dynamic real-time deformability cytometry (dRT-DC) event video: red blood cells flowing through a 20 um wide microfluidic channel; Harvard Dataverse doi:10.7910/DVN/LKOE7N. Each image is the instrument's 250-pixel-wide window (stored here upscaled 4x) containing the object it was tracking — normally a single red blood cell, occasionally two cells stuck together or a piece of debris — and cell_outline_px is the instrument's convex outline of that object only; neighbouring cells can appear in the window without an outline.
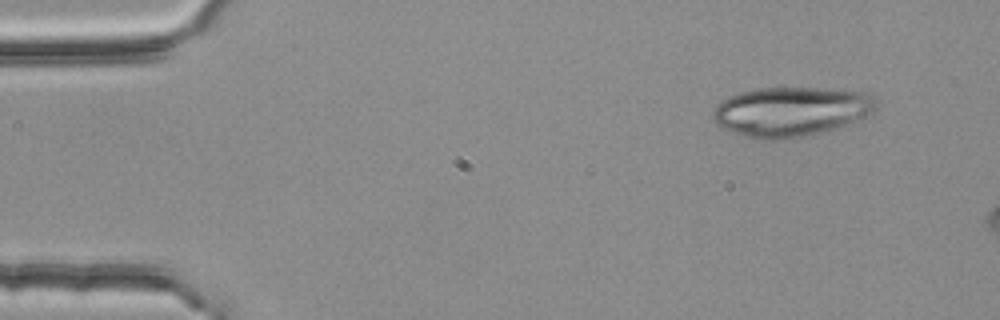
{"species": "common noctule bat (a hibernating species)", "species_latin": "Nyctalus noctula", "temperature_condition": "room temperature", "stored_images_in_passage": 3, "camera_frame_rate_fps": 3000, "um_per_image_px": 0.085, "animal": {"sex": "female", "body_mass_g": 25.1}, "frame": {"image": 1, "passage_image": 1, "time_ms": 0.0, "image_size_px": [1000, 320], "cell_outline_px": [[880, 104], [872, 112], [856, 120], [820, 132], [788, 140], [756, 140], [720, 128], [712, 120], [712, 108], [716, 104], [728, 96], [740, 92], [756, 88], [820, 88], [868, 92]], "centroid_in_image_um": [67.16, 9.48], "position_along_channel_um": 17.8, "area_um2": 47.57}}